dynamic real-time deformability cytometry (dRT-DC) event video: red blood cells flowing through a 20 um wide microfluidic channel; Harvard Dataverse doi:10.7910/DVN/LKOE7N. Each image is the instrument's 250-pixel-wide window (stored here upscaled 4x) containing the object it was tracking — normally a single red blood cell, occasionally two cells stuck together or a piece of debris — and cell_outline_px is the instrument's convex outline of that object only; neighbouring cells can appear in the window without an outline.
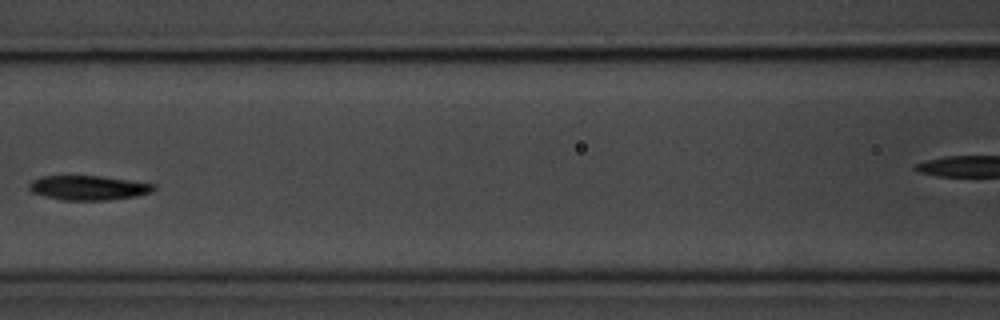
{"species": "common noctule bat (a hibernating species)", "species_latin": "Nyctalus noctula", "temperature_condition": "room temperature", "stored_images_in_passage": 8, "camera_frame_rate_fps": 3000, "um_per_image_px": 0.085, "animal": {"sex": "male", "body_mass_g": 20.1, "forearm_length_mm": 53.5}, "frame": {"image": 1, "passage_image": 6, "time_ms": 6.0, "image_size_px": [1000, 320], "cell_outline_px": [[156, 188], [152, 192], [136, 196], [108, 200], [60, 200], [44, 196], [32, 192], [28, 188], [28, 184], [32, 180], [40, 176], [100, 176], [156, 184]], "centroid_in_image_um": [7.49, 15.96], "position_along_channel_um": 159.1, "area_um2": 17.86}}
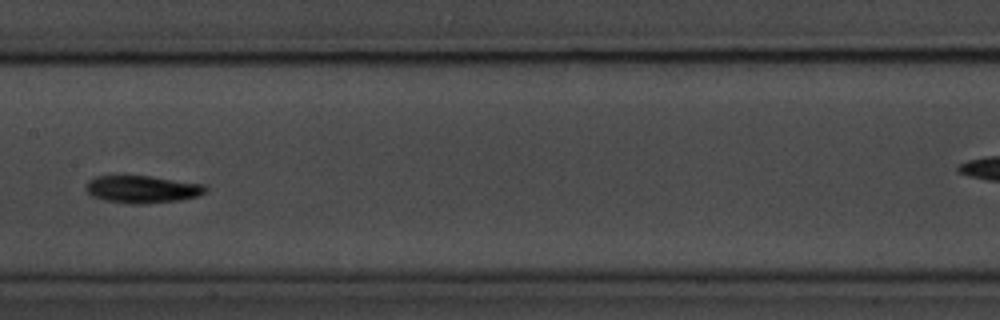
{"frame": {"image": 2, "passage_image": 7, "time_ms": 7.0, "image_size_px": [1000, 320], "cell_outline_px": [[208, 192], [200, 196], [180, 200], [144, 204], [128, 204], [104, 200], [92, 196], [84, 188], [88, 180], [96, 176], [148, 176], [204, 184], [208, 188]], "centroid_in_image_um": [12.11, 16.1], "position_along_channel_um": 195.3, "area_um2": 19.31}}